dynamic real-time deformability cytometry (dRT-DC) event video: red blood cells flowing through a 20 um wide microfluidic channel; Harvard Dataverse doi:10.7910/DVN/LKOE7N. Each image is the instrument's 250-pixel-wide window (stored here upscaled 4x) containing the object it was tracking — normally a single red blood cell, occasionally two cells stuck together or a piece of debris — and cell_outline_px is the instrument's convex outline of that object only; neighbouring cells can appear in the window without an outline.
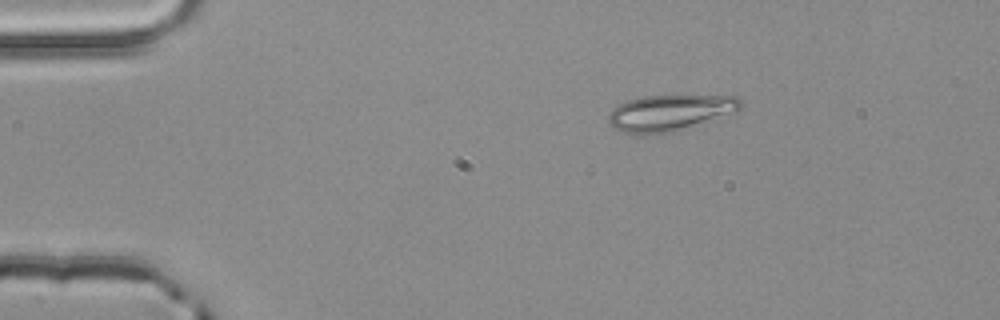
{"species": "common noctule bat (a hibernating species)", "species_latin": "Nyctalus noctula", "temperature_condition": "room temperature", "stored_images_in_passage": 3, "camera_frame_rate_fps": 3000, "um_per_image_px": 0.085, "animal": {"sex": "male", "body_mass_g": 20.4}, "frame": {"image": 1, "passage_image": 1, "time_ms": 0.0, "image_size_px": [1000, 320], "cell_outline_px": [[740, 108], [736, 112], [672, 132], [624, 132], [608, 124], [608, 112], [612, 108], [628, 100], [644, 96], [736, 96], [740, 100]], "centroid_in_image_um": [56.92, 9.56], "position_along_channel_um": 28.1, "area_um2": 26.99}}